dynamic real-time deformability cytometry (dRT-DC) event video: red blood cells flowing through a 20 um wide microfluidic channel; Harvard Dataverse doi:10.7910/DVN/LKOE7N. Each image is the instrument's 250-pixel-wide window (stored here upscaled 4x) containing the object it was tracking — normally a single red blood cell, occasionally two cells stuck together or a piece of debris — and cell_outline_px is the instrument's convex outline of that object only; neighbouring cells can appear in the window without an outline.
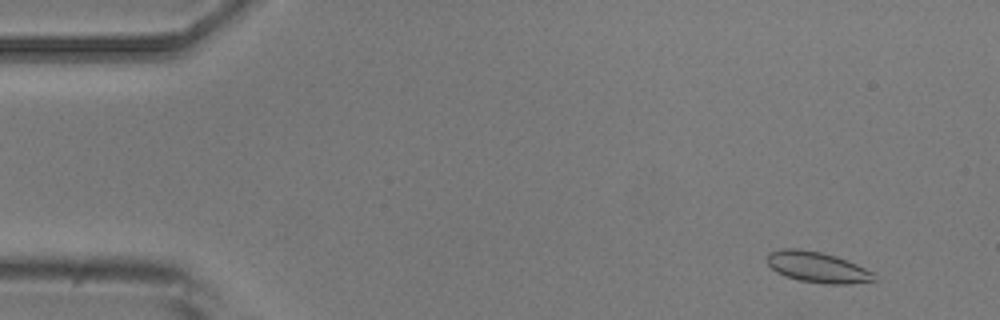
{"species": "common noctule bat (a hibernating species)", "species_latin": "Nyctalus noctula", "temperature_condition": "room temperature", "stored_images_in_passage": 4, "camera_frame_rate_fps": 3000, "um_per_image_px": 0.085, "animal": {"sex": "male", "body_mass_g": 20.5, "forearm_length_mm": 52.5}, "frame": {"image": 1, "passage_image": 1, "time_ms": 0.0, "image_size_px": [1000, 320], "cell_outline_px": [[876, 280], [848, 284], [828, 284], [800, 280], [784, 276], [776, 272], [768, 264], [768, 252], [784, 248], [796, 248], [820, 252], [836, 256], [856, 264], [872, 272]], "centroid_in_image_um": [69.45, 22.71], "position_along_channel_um": 15.6, "area_um2": 18.96}}
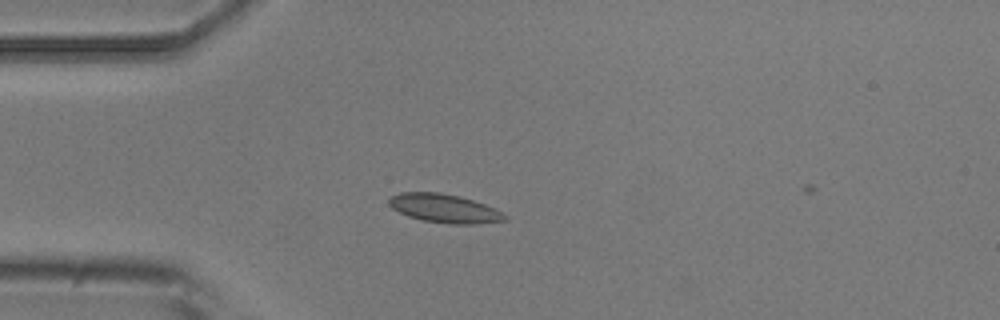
{"frame": {"image": 2, "passage_image": 3, "time_ms": 3.333, "image_size_px": [1000, 320], "cell_outline_px": [[508, 220], [476, 224], [448, 224], [424, 220], [408, 216], [392, 208], [388, 204], [388, 200], [392, 196], [400, 192], [440, 192], [460, 196], [496, 208], [508, 216]], "centroid_in_image_um": [37.8, 17.71], "position_along_channel_um": 47.2, "area_um2": 19.42}}